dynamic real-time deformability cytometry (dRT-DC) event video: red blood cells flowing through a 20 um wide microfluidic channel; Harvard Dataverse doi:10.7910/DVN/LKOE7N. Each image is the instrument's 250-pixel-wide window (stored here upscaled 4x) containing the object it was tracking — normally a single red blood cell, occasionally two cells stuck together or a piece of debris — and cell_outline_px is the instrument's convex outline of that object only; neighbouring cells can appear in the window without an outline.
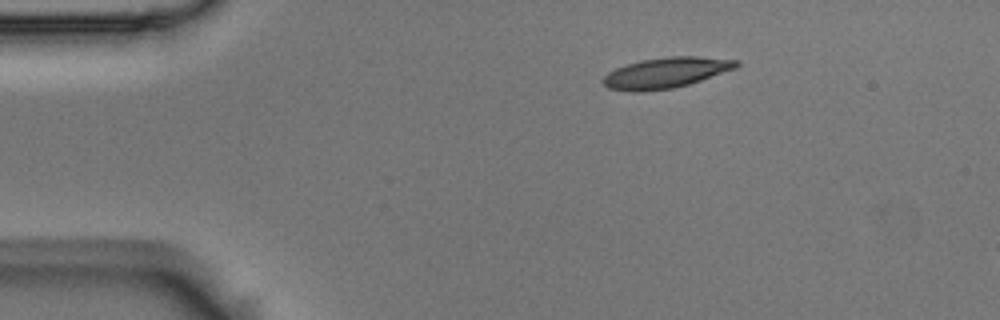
{"species": "Egyptian fruit bat (a non-hibernating species)", "species_latin": "Rousettus aegyptiacus", "temperature_condition": "room temperature", "stored_images_in_passage": 3, "camera_frame_rate_fps": 3000, "um_per_image_px": 0.085, "animal": {"sex": "male"}, "frame": {"image": 1, "passage_image": 1, "time_ms": 0.0, "image_size_px": [1000, 320], "cell_outline_px": [[740, 64], [736, 68], [688, 84], [672, 88], [636, 92], [628, 92], [608, 88], [604, 84], [604, 76], [608, 72], [616, 68], [640, 60], [668, 56], [696, 56], [740, 60]], "centroid_in_image_um": [56.6, 6.17], "position_along_channel_um": 28.4, "area_um2": 23.64}}